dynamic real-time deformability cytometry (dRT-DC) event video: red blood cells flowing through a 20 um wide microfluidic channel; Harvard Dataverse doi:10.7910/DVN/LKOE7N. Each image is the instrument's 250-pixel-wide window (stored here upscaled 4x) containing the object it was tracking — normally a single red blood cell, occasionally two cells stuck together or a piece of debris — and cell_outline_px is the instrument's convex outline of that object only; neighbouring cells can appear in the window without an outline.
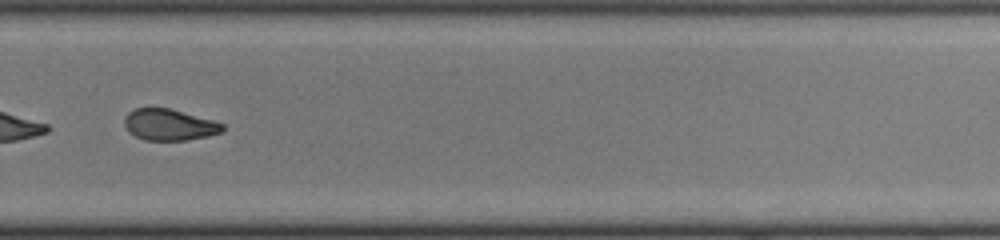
{"species": "common noctule bat (a hibernating species)", "species_latin": "Nyctalus noctula", "temperature_condition": "cold", "stored_images_in_passage": 31, "camera_frame_rate_fps": 3000, "um_per_image_px": 0.085, "animal": {"sex": "female", "body_mass_g": 22.0, "forearm_length_mm": 56.7}, "frame": {"image": 1, "passage_image": 22, "time_ms": 7.0, "image_size_px": [1000, 240], "cell_outline_px": [[224, 132], [208, 136], [188, 140], [144, 140], [128, 132], [124, 124], [124, 116], [128, 112], [136, 108], [172, 108], [212, 120], [224, 124]], "centroid_in_image_um": [14.39, 10.6], "position_along_channel_um": 315.4, "area_um2": 18.09}}